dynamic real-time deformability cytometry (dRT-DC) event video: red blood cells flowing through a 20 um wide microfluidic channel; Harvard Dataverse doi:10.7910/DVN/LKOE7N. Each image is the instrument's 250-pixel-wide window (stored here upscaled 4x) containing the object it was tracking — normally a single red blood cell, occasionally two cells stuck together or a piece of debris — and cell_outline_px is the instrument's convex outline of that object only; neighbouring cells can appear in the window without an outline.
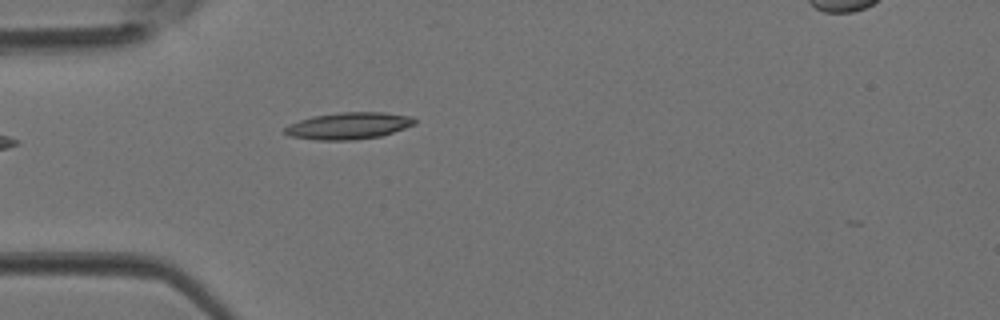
{"species": "Egyptian fruit bat (a non-hibernating species)", "species_latin": "Rousettus aegyptiacus", "temperature_condition": "room temperature", "stored_images_in_passage": 4, "camera_frame_rate_fps": 3000, "um_per_image_px": 0.085, "animal": {"sex": "female"}, "frame": {"image": 1, "passage_image": 4, "time_ms": 1.0, "image_size_px": [1000, 320], "cell_outline_px": [[416, 124], [380, 136], [356, 140], [316, 140], [288, 136], [284, 132], [284, 128], [288, 124], [312, 116], [340, 112], [384, 112], [412, 116], [416, 120]], "centroid_in_image_um": [29.62, 10.69], "position_along_channel_um": 55.4, "area_um2": 20.4}}